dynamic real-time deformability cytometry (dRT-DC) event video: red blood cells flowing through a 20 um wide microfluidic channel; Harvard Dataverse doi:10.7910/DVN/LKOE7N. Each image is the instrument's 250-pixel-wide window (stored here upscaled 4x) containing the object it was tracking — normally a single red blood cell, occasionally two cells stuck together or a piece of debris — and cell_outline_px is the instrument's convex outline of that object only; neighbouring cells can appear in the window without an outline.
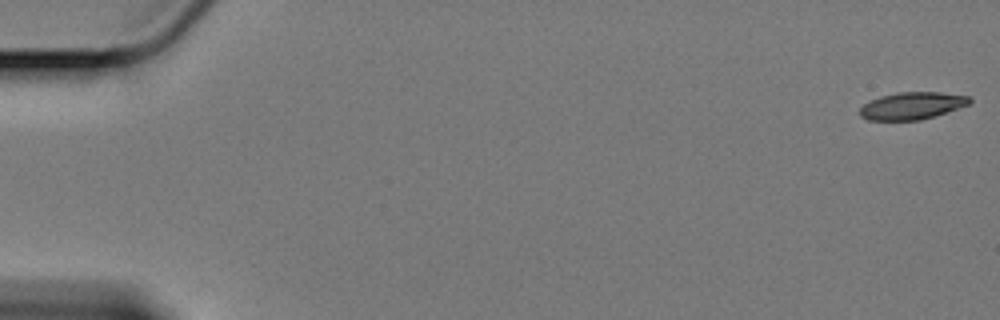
{"species": "Egyptian fruit bat (a non-hibernating species)", "species_latin": "Rousettus aegyptiacus", "temperature_condition": "cold", "stored_images_in_passage": 9, "camera_frame_rate_fps": 3000, "um_per_image_px": 0.085, "animal": {"sex": "female"}, "frame": {"image": 1, "passage_image": 1, "time_ms": 0.0, "image_size_px": [1000, 320], "cell_outline_px": [[972, 100], [968, 104], [920, 120], [868, 120], [860, 116], [860, 108], [864, 104], [880, 96], [896, 92], [940, 92], [968, 96]], "centroid_in_image_um": [77.47, 8.98], "position_along_channel_um": 7.5, "area_um2": 17.11}}